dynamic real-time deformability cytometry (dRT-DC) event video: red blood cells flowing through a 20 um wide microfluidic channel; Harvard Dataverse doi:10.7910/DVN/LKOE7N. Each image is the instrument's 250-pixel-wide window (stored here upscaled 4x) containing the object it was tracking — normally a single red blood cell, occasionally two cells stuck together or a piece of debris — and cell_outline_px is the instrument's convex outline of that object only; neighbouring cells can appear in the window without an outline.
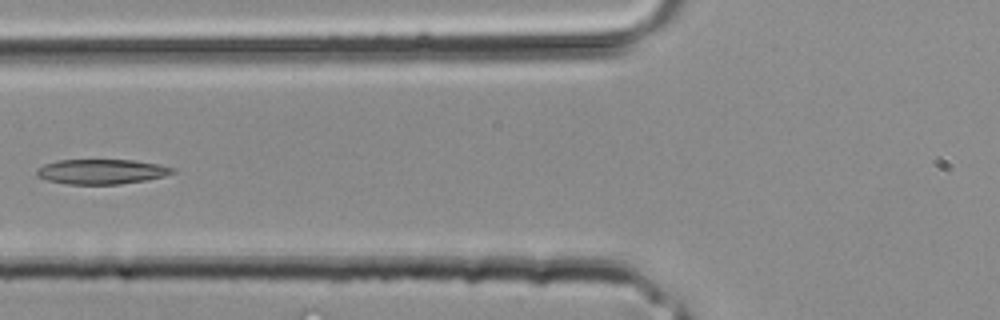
{"species": "common noctule bat (a hibernating species)", "species_latin": "Nyctalus noctula", "temperature_condition": "room temperature", "stored_images_in_passage": 33, "camera_frame_rate_fps": 3000, "um_per_image_px": 0.085, "animal": {"sex": "male", "body_mass_g": 20.4}, "frame": {"image": 1, "passage_image": 13, "time_ms": 4.0, "image_size_px": [1000, 320], "cell_outline_px": [[176, 172], [164, 176], [144, 180], [120, 184], [64, 184], [48, 180], [36, 176], [36, 168], [44, 164], [56, 160], [132, 160], [160, 164], [176, 168]], "centroid_in_image_um": [8.62, 14.58], "position_along_channel_um": 117.2, "area_um2": 19.83}}
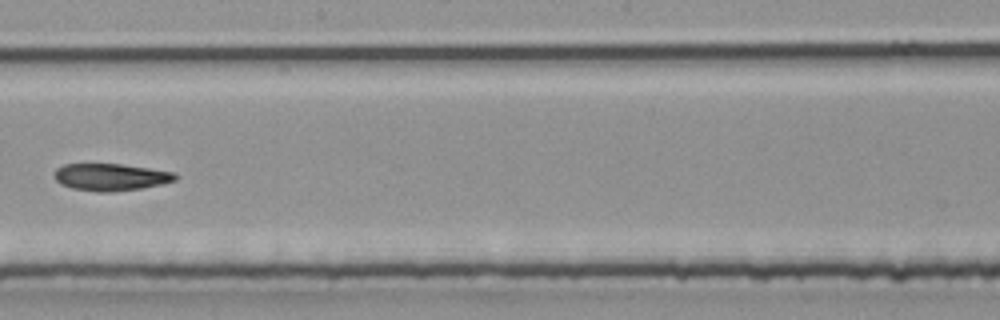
{"frame": {"image": 2, "passage_image": 19, "time_ms": 6.0, "image_size_px": [1000, 320], "cell_outline_px": [[180, 176], [176, 180], [160, 184], [140, 188], [112, 192], [96, 192], [72, 188], [60, 184], [52, 176], [52, 172], [56, 168], [64, 164], [120, 164], [176, 172]], "centroid_in_image_um": [9.38, 15.05], "position_along_channel_um": 238.8, "area_um2": 19.31}}
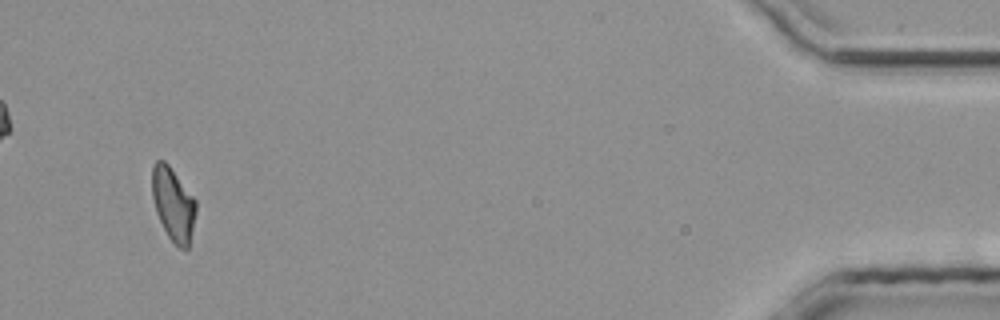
{"frame": {"image": 3, "passage_image": 32, "time_ms": 10.333, "image_size_px": [1000, 320], "cell_outline_px": [[196, 212], [188, 248], [180, 248], [168, 236], [156, 212], [152, 196], [152, 164], [156, 160], [164, 160], [168, 164], [196, 200]], "centroid_in_image_um": [14.71, 17.32], "position_along_channel_um": 420.5, "area_um2": 18.5}}